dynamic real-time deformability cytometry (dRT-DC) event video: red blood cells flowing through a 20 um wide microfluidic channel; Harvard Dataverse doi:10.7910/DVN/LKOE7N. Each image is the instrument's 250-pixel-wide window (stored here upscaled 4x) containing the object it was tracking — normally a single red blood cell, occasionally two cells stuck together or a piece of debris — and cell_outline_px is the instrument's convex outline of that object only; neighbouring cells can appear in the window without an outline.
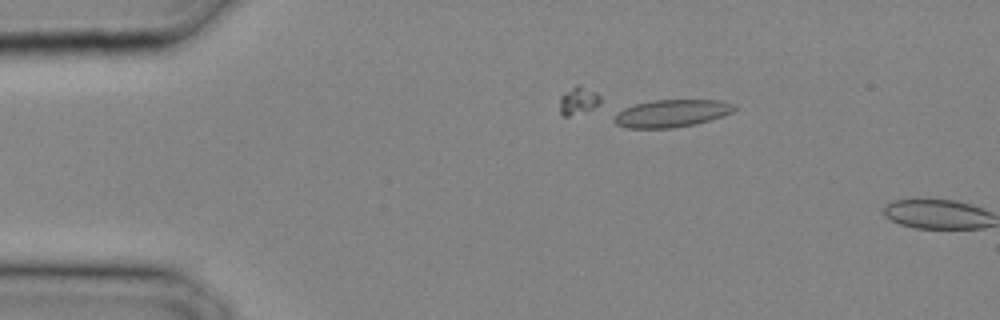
{"species": "common noctule bat (a hibernating species)", "species_latin": "Nyctalus noctula", "temperature_condition": "cold", "stored_images_in_passage": 3, "camera_frame_rate_fps": 3000, "um_per_image_px": 0.085, "animal": {"sex": "male", "body_mass_g": 20.4}, "frame": {"image": 1, "passage_image": 2, "time_ms": 0.333, "image_size_px": [1000, 320], "cell_outline_px": [[736, 108], [732, 112], [696, 124], [672, 128], [628, 128], [616, 124], [612, 120], [616, 112], [624, 108], [636, 104], [656, 100], [720, 100], [736, 104]], "centroid_in_image_um": [57.06, 9.63], "position_along_channel_um": 27.9, "area_um2": 19.19}}